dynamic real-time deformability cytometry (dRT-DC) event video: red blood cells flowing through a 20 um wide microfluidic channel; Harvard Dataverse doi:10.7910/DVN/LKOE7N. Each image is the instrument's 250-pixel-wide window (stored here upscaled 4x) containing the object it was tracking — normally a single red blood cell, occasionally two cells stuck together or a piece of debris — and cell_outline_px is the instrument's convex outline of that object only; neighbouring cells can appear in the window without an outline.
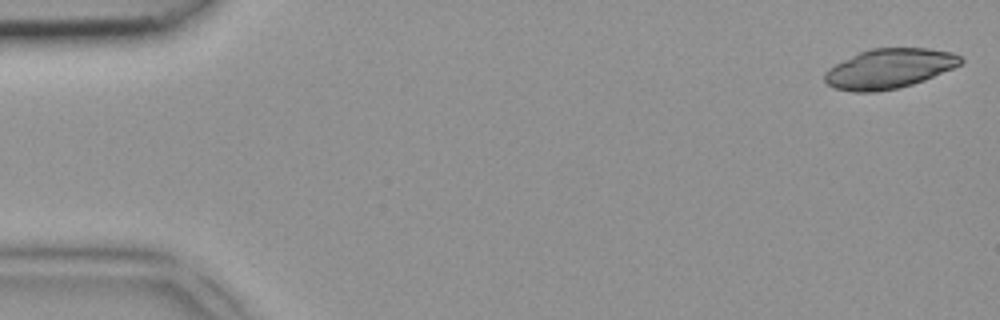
{"species": "common noctule bat (a hibernating species)", "species_latin": "Nyctalus noctula", "temperature_condition": "room temperature", "stored_images_in_passage": 4, "camera_frame_rate_fps": 3000, "um_per_image_px": 0.085, "animal": {"sex": "female", "body_mass_g": 18.4}, "frame": {"image": 1, "passage_image": 1, "time_ms": 0.0, "image_size_px": [1000, 320], "cell_outline_px": [[964, 60], [960, 64], [952, 68], [924, 80], [912, 84], [896, 88], [876, 92], [852, 92], [836, 88], [828, 84], [824, 80], [824, 72], [828, 68], [868, 48], [928, 48], [952, 52], [960, 56]], "centroid_in_image_um": [75.57, 5.83], "position_along_channel_um": 9.4, "area_um2": 31.27}}